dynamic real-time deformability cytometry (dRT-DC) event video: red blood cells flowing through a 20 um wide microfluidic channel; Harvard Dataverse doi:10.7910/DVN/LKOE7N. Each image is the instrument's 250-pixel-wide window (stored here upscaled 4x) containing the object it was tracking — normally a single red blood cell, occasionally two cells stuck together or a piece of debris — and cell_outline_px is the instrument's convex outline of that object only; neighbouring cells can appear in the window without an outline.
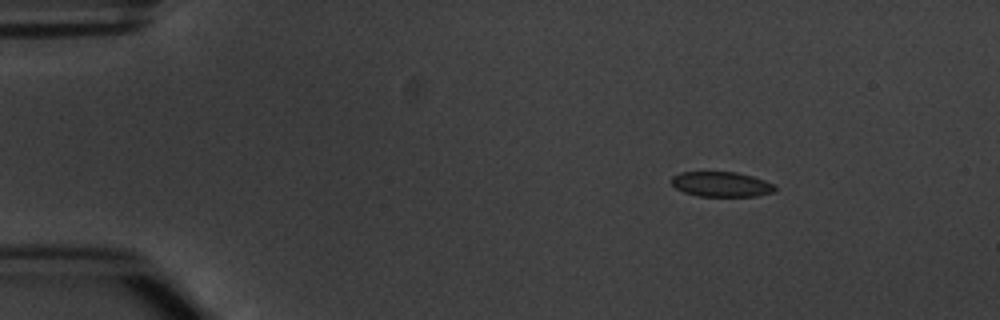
{"species": "common noctule bat (a hibernating species)", "species_latin": "Nyctalus noctula", "temperature_condition": "warm", "stored_images_in_passage": 6, "camera_frame_rate_fps": 3000, "um_per_image_px": 0.085, "animal": {"sex": "male", "body_mass_g": 20.1, "forearm_length_mm": 53.5}, "frame": {"image": 1, "passage_image": 3, "time_ms": 2.667, "image_size_px": [1000, 320], "cell_outline_px": [[776, 192], [756, 196], [700, 196], [684, 192], [676, 188], [672, 184], [672, 176], [680, 172], [736, 172], [752, 176], [764, 180], [772, 184], [776, 188]], "centroid_in_image_um": [61.32, 15.66], "position_along_channel_um": 23.7, "area_um2": 15.03}}
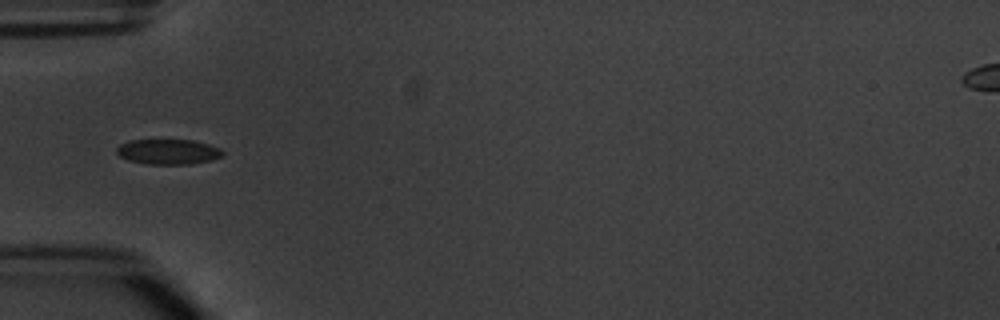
{"frame": {"image": 2, "passage_image": 6, "time_ms": 6.0, "image_size_px": [1000, 320], "cell_outline_px": [[224, 156], [212, 160], [192, 164], [144, 164], [128, 160], [120, 156], [116, 152], [116, 148], [120, 144], [128, 140], [192, 140], [208, 144], [220, 148], [224, 152]], "centroid_in_image_um": [14.3, 12.9], "position_along_channel_um": 70.7, "area_um2": 15.72}}